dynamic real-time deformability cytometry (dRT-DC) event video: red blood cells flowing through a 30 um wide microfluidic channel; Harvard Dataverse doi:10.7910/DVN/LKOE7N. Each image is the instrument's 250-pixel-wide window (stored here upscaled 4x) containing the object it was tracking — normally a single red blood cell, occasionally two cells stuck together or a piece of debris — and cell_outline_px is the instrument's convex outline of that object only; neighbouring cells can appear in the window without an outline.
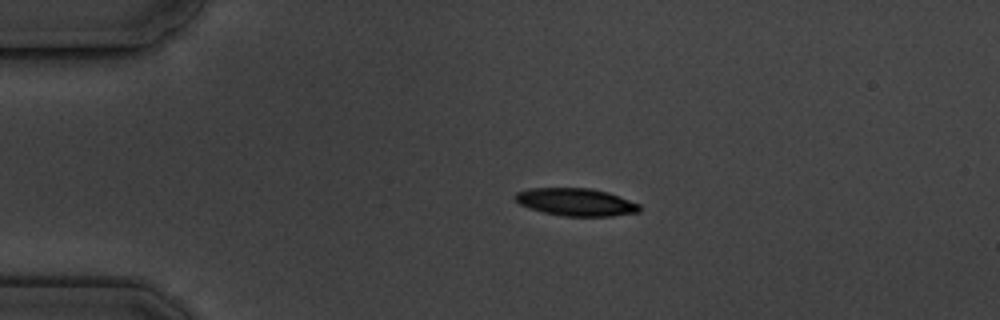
{"species": "common noctule bat (a hibernating species)", "species_latin": "Nyctalus noctula", "temperature_condition": "cold", "stored_images_in_passage": 8, "camera_frame_rate_fps": 3000, "um_per_image_px": 0.085, "animal": {"sex": "male", "body_mass_g": 19.5, "forearm_length_mm": 54.6}, "frame": {"image": 1, "passage_image": 3, "time_ms": 2.333, "image_size_px": [1000, 320], "cell_outline_px": [[640, 212], [612, 216], [564, 216], [544, 212], [528, 208], [520, 204], [512, 196], [516, 192], [528, 188], [588, 188], [608, 192], [640, 204]], "centroid_in_image_um": [48.94, 17.17], "position_along_channel_um": 36.1, "area_um2": 20.06}}
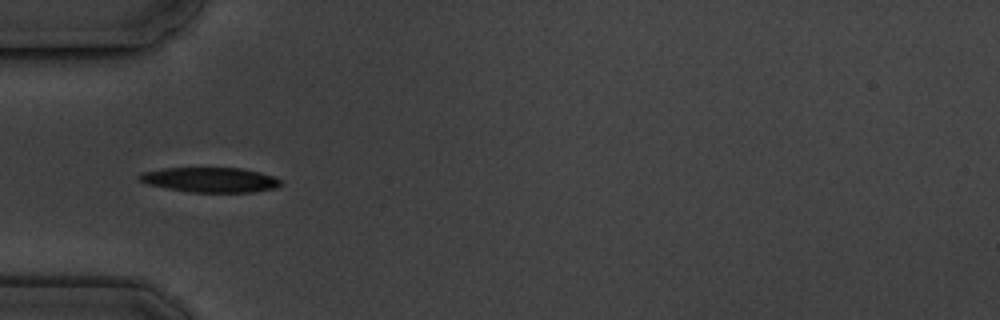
{"frame": {"image": 2, "passage_image": 5, "time_ms": 4.333, "image_size_px": [1000, 320], "cell_outline_px": [[284, 184], [276, 188], [252, 192], [188, 192], [148, 184], [140, 180], [136, 176], [140, 172], [164, 168], [240, 168], [260, 172], [272, 176], [280, 180]], "centroid_in_image_um": [17.87, 15.28], "position_along_channel_um": 67.1, "area_um2": 20.52}}